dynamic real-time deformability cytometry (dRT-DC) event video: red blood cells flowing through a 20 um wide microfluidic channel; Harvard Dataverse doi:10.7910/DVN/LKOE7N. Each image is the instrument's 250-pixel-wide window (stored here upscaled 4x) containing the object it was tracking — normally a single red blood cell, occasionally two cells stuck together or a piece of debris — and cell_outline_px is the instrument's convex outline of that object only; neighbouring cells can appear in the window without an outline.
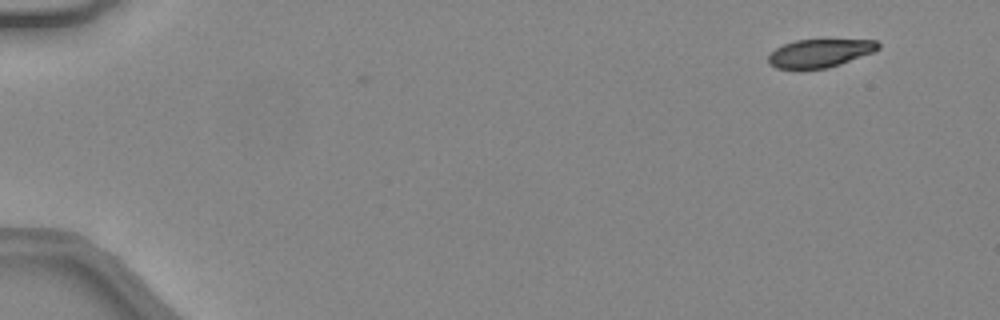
{"species": "common noctule bat (a hibernating species)", "species_latin": "Nyctalus noctula", "temperature_condition": "warm", "stored_images_in_passage": 6, "camera_frame_rate_fps": 3000, "um_per_image_px": 0.085, "animal": {"sex": "female", "body_mass_g": 24.6, "forearm_length_mm": 56.2}, "frame": {"image": 1, "passage_image": 6, "time_ms": 1.667, "image_size_px": [1000, 320], "cell_outline_px": [[880, 48], [872, 52], [840, 64], [828, 68], [800, 72], [776, 68], [768, 64], [768, 56], [776, 48], [784, 44], [796, 40], [876, 40], [880, 44]], "centroid_in_image_um": [69.61, 4.57], "position_along_channel_um": 15.4, "area_um2": 18.5}}